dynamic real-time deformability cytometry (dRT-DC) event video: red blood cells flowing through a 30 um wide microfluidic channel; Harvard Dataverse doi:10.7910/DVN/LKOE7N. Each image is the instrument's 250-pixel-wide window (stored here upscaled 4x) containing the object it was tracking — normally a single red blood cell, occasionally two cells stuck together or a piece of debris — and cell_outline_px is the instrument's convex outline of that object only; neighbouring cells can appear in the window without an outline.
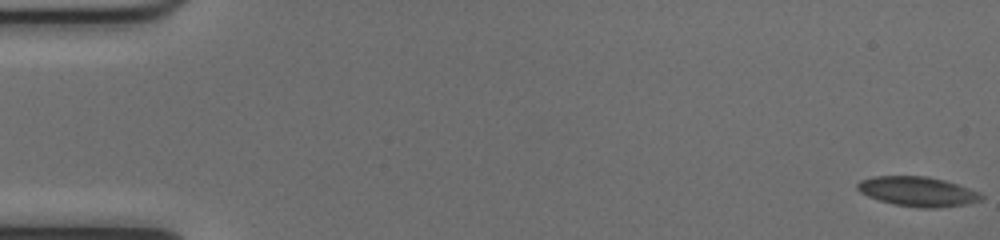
{"species": "common noctule bat (a hibernating species)", "species_latin": "Nyctalus noctula", "temperature_condition": "cold", "stored_images_in_passage": 53, "camera_frame_rate_fps": 3000, "um_per_image_px": 0.085, "animal": {"sex": "female", "body_mass_g": 17.0, "forearm_length_mm": 48.0}, "frame": {"image": 1, "passage_image": 1, "time_ms": 0.0, "image_size_px": [1000, 240], "cell_outline_px": [[984, 196], [980, 200], [964, 204], [936, 208], [920, 208], [896, 204], [880, 200], [868, 196], [860, 192], [856, 188], [856, 184], [860, 180], [876, 176], [928, 176], [944, 180], [980, 192]], "centroid_in_image_um": [77.98, 16.27], "position_along_channel_um": 7.0, "area_um2": 21.21}}
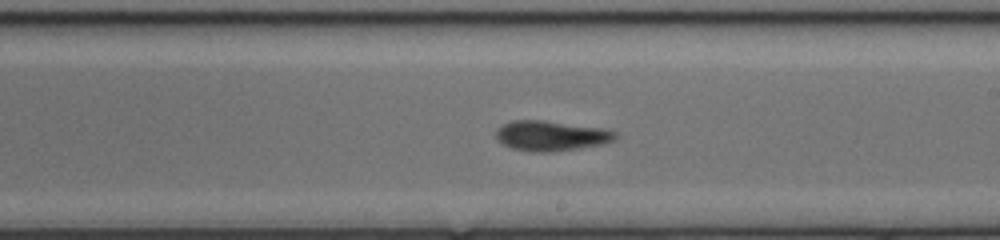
{"frame": {"image": 2, "passage_image": 31, "time_ms": 10.0, "image_size_px": [1000, 240], "cell_outline_px": [[620, 136], [616, 140], [604, 144], [552, 152], [532, 152], [512, 148], [496, 140], [496, 128], [512, 120], [544, 120], [604, 128], [616, 132]], "centroid_in_image_um": [46.87, 11.54], "position_along_channel_um": 242.1, "area_um2": 21.21}}
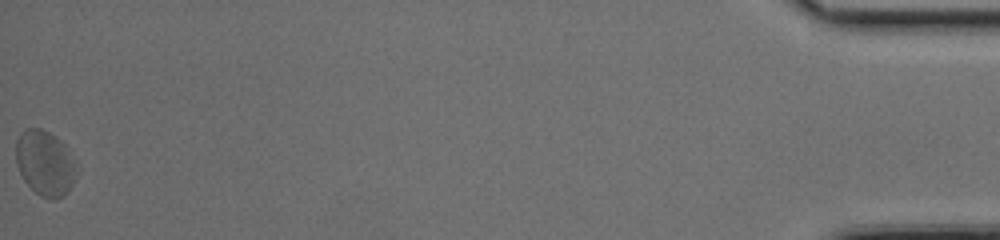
{"frame": {"image": 3, "passage_image": 53, "time_ms": 17.333, "image_size_px": [1000, 240], "cell_outline_px": [[80, 168], [68, 192], [64, 196], [40, 196], [24, 180], [20, 172], [16, 160], [16, 140], [20, 132], [24, 128], [40, 128], [56, 136], [64, 144]], "centroid_in_image_um": [3.85, 13.81], "position_along_channel_um": 431.4, "area_um2": 22.95}, "authors_computed_cell_mechanics": {"area_um2": 20.9236, "velocity_mm_per_s": 3.9746, "shape_relaxation_time_tau1_ms": 10.4082, "shape_relaxation_time_tau2_ms": 4.158, "deformation_change_tau1": 0.1855, "deformation_change_tau2": 0.1114}}